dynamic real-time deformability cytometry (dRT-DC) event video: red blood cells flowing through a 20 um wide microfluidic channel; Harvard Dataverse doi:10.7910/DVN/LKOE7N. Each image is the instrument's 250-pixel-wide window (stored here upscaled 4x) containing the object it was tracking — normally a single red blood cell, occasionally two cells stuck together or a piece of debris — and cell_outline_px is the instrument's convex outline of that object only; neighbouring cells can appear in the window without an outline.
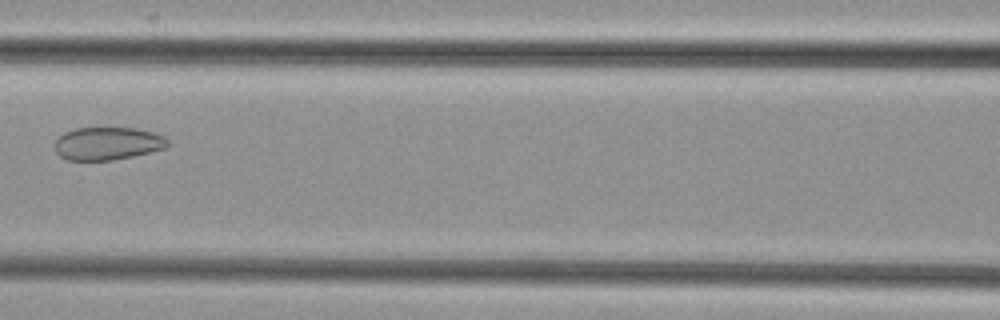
{"species": "common noctule bat (a hibernating species)", "species_latin": "Nyctalus noctula", "temperature_condition": "cold", "stored_images_in_passage": 6, "camera_frame_rate_fps": 3000, "um_per_image_px": 0.085, "animal": {"sex": "female", "body_mass_g": 29.2, "forearm_length_mm": 56.3}, "frame": {"image": 1, "passage_image": 5, "time_ms": 1.333, "image_size_px": [1000, 320], "cell_outline_px": [[168, 144], [164, 148], [132, 156], [112, 160], [68, 160], [60, 156], [56, 152], [56, 140], [64, 132], [76, 128], [136, 128], [152, 132], [164, 136], [168, 140]], "centroid_in_image_um": [9.13, 12.19], "position_along_channel_um": 157.5, "area_um2": 21.39}}
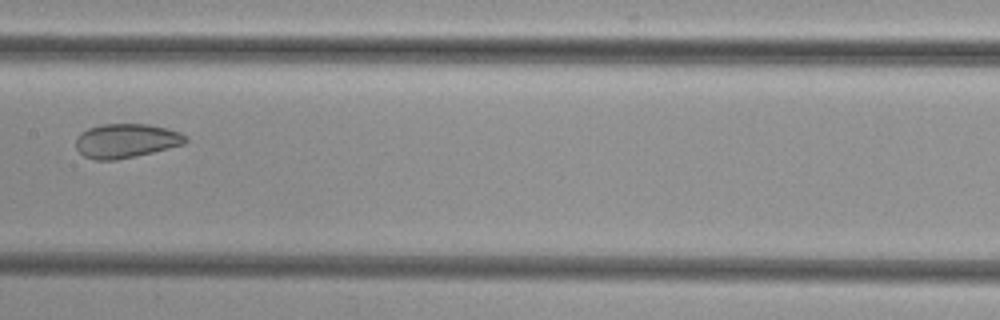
{"frame": {"image": 2, "passage_image": 6, "time_ms": 1.667, "image_size_px": [1000, 320], "cell_outline_px": [[188, 140], [184, 144], [136, 156], [116, 160], [96, 160], [84, 156], [76, 148], [76, 136], [80, 132], [88, 128], [104, 124], [148, 124], [168, 128], [180, 132], [188, 136]], "centroid_in_image_um": [10.72, 11.96], "position_along_channel_um": 196.7, "area_um2": 21.96}}